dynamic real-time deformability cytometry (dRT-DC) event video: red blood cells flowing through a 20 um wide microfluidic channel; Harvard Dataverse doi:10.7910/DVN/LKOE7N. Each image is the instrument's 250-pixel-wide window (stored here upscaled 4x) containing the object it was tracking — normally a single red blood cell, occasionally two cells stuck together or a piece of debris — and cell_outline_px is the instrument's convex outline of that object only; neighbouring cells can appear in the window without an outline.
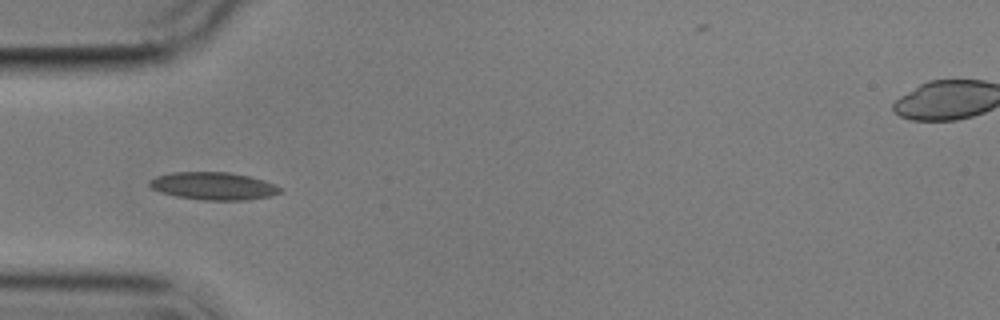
{"species": "common noctule bat (a hibernating species)", "species_latin": "Nyctalus noctula", "temperature_condition": "cold", "stored_images_in_passage": 8, "camera_frame_rate_fps": 3000, "um_per_image_px": 0.085, "animal": {"sex": "male", "body_mass_g": 17.9}, "frame": {"image": 1, "passage_image": 5, "time_ms": 4.667, "image_size_px": [1000, 320], "cell_outline_px": [[284, 188], [280, 192], [268, 196], [248, 200], [204, 200], [176, 196], [160, 192], [152, 188], [148, 184], [148, 180], [156, 176], [172, 172], [228, 172], [248, 176], [264, 180], [276, 184]], "centroid_in_image_um": [18.14, 15.8], "position_along_channel_um": 66.9, "area_um2": 21.1}}
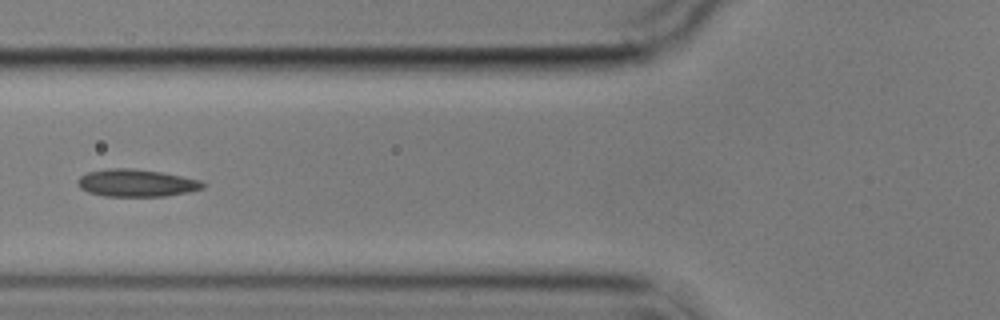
{"frame": {"image": 2, "passage_image": 6, "time_ms": 6.0, "image_size_px": [1000, 320], "cell_outline_px": [[204, 188], [188, 192], [164, 196], [104, 196], [88, 192], [80, 188], [76, 184], [76, 180], [80, 176], [88, 172], [108, 168], [136, 168], [160, 172], [200, 180], [204, 184]], "centroid_in_image_um": [11.54, 15.55], "position_along_channel_um": 114.3, "area_um2": 20.0}}
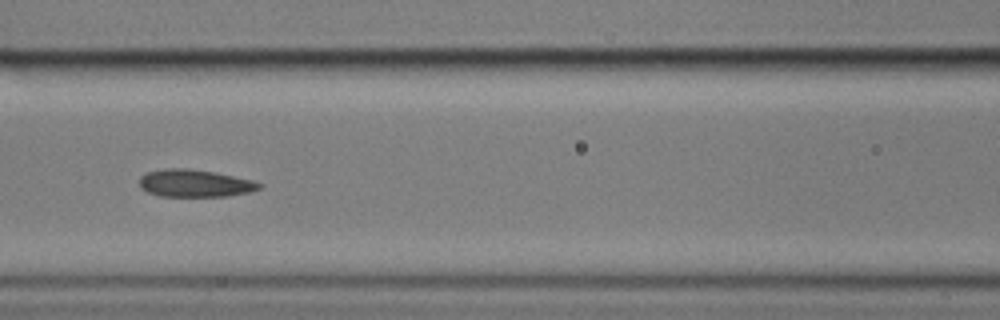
{"frame": {"image": 3, "passage_image": 7, "time_ms": 7.0, "image_size_px": [1000, 320], "cell_outline_px": [[264, 184], [260, 188], [248, 192], [228, 196], [160, 196], [148, 192], [140, 188], [140, 176], [144, 172], [164, 168], [188, 168], [216, 172], [252, 180]], "centroid_in_image_um": [16.53, 15.56], "position_along_channel_um": 150.1, "area_um2": 19.31}}